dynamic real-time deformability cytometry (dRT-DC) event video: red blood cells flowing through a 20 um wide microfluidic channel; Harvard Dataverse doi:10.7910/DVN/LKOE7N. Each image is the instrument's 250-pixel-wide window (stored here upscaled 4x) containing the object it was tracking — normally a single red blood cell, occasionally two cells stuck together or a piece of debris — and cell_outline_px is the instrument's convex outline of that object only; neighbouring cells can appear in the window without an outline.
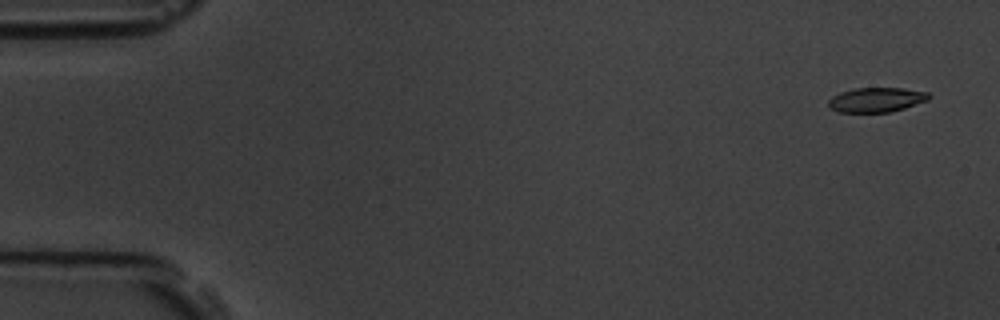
{"species": "common noctule bat (a hibernating species)", "species_latin": "Nyctalus noctula", "temperature_condition": "room temperature", "stored_images_in_passage": 3, "camera_frame_rate_fps": 3000, "um_per_image_px": 0.085, "animal": {"sex": "male", "body_mass_g": 19.5, "forearm_length_mm": 54.6}, "frame": {"image": 1, "passage_image": 1, "time_ms": 0.0, "image_size_px": [1000, 320], "cell_outline_px": [[928, 100], [904, 108], [888, 112], [840, 112], [828, 108], [828, 100], [832, 96], [840, 92], [852, 88], [904, 88], [928, 92]], "centroid_in_image_um": [74.44, 8.47], "position_along_channel_um": 10.6, "area_um2": 14.39}}